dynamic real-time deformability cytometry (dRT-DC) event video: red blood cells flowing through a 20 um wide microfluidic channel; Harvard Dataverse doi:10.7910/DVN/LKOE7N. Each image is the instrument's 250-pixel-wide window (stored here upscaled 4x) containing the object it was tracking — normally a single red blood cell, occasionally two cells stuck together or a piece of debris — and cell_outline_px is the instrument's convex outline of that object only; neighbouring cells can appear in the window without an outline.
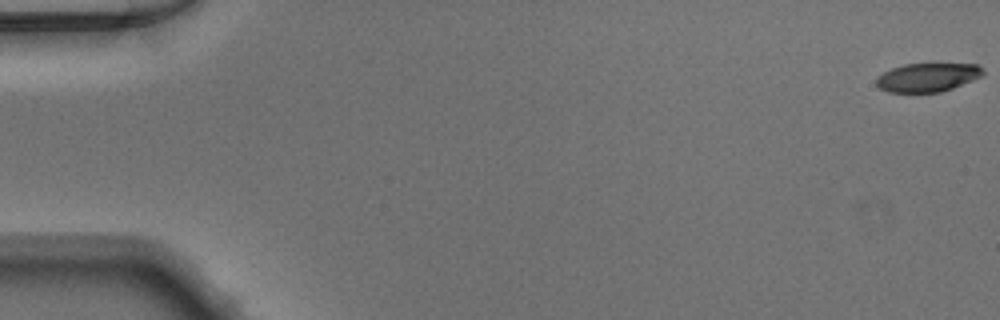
{"species": "Egyptian fruit bat (a non-hibernating species)", "species_latin": "Rousettus aegyptiacus", "temperature_condition": "warm", "stored_images_in_passage": 50, "camera_frame_rate_fps": 3000, "um_per_image_px": 0.085, "animal": {"sex": "male"}, "frame": {"image": 1, "passage_image": 1, "time_ms": 0.0, "image_size_px": [1000, 320], "cell_outline_px": [[984, 72], [980, 76], [972, 80], [952, 88], [940, 92], [888, 92], [880, 88], [876, 84], [876, 76], [892, 68], [904, 64], [976, 64]], "centroid_in_image_um": [78.79, 6.58], "position_along_channel_um": 6.2, "area_um2": 17.57}}
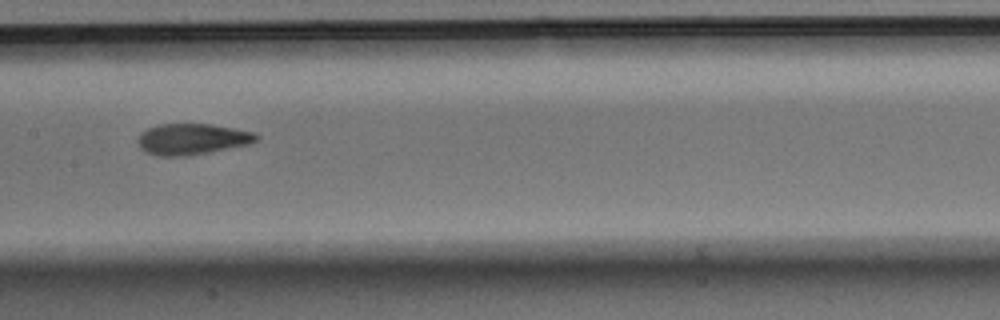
{"frame": {"image": 2, "passage_image": 26, "time_ms": 8.333, "image_size_px": [1000, 320], "cell_outline_px": [[260, 136], [256, 140], [248, 144], [208, 152], [184, 156], [160, 156], [144, 152], [140, 148], [136, 140], [140, 132], [148, 128], [160, 124], [208, 124], [256, 132]], "centroid_in_image_um": [16.28, 11.82], "position_along_channel_um": 191.1, "area_um2": 21.39}}
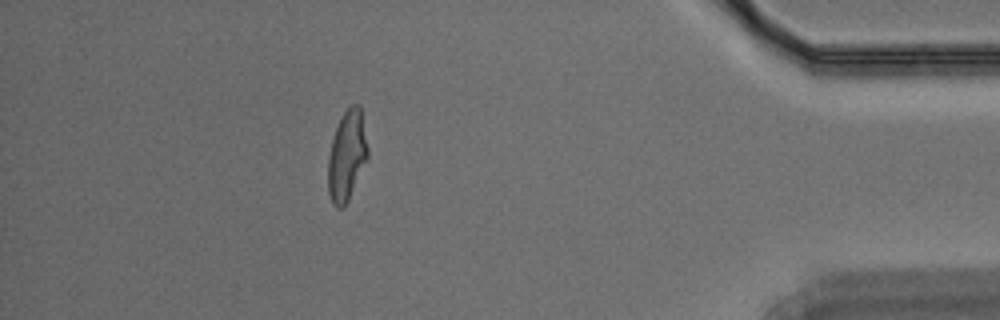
{"frame": {"image": 3, "passage_image": 45, "time_ms": 14.667, "image_size_px": [1000, 320], "cell_outline_px": [[368, 156], [348, 200], [344, 208], [336, 208], [332, 204], [328, 192], [328, 156], [332, 140], [336, 128], [344, 112], [352, 104], [360, 104], [368, 148]], "centroid_in_image_um": [29.47, 13.25], "position_along_channel_um": 405.7, "area_um2": 20.69}}